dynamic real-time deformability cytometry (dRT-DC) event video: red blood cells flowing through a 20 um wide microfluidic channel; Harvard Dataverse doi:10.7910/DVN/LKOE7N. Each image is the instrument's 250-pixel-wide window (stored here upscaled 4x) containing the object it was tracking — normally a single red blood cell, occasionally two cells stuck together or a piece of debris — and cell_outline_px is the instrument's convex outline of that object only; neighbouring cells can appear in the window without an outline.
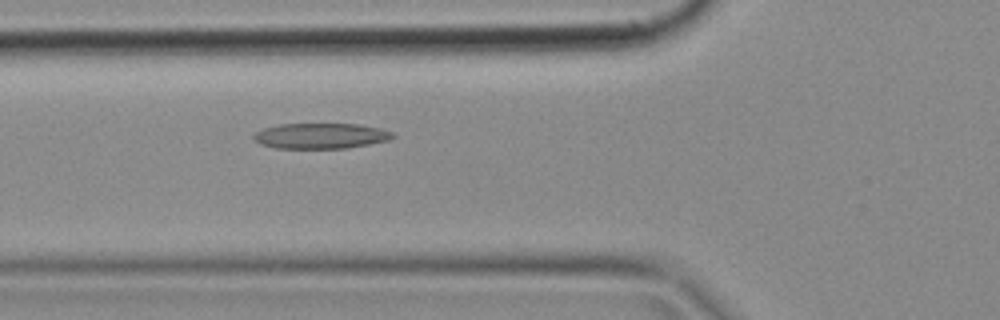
{"species": "common noctule bat (a hibernating species)", "species_latin": "Nyctalus noctula", "temperature_condition": "cold", "stored_images_in_passage": 50, "camera_frame_rate_fps": 3000, "um_per_image_px": 0.085, "animal": {"sex": "female", "body_mass_g": 18.4}, "frame": {"image": 1, "passage_image": 18, "time_ms": 5.667, "image_size_px": [1000, 320], "cell_outline_px": [[396, 136], [388, 140], [348, 148], [276, 148], [260, 144], [252, 140], [252, 136], [256, 132], [264, 128], [280, 124], [360, 124], [380, 128], [392, 132]], "centroid_in_image_um": [27.24, 11.55], "position_along_channel_um": 98.6, "area_um2": 20.69}}
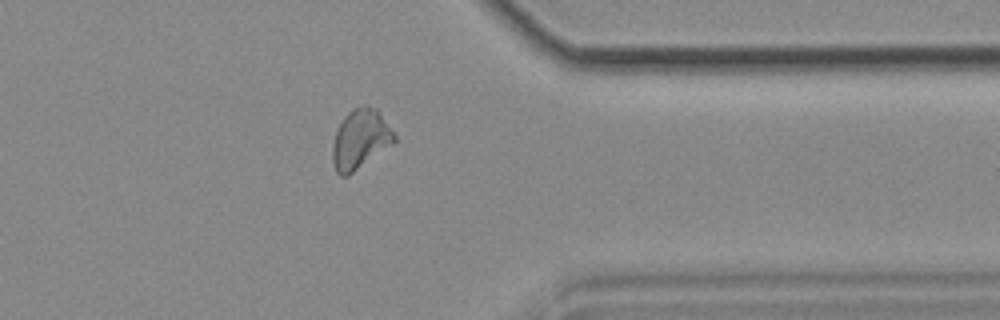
{"frame": {"image": 2, "passage_image": 40, "time_ms": 13.0, "image_size_px": [1000, 320], "cell_outline_px": [[396, 140], [348, 176], [340, 176], [336, 172], [332, 164], [332, 144], [336, 132], [344, 116], [352, 108], [364, 104], [368, 104], [376, 108], [396, 136]], "centroid_in_image_um": [30.58, 11.82], "position_along_channel_um": 380.8, "area_um2": 21.27}}
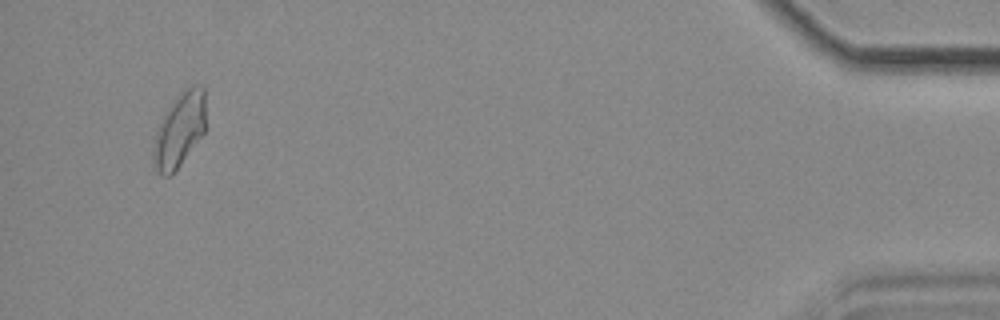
{"frame": {"image": 3, "passage_image": 48, "time_ms": 15.667, "image_size_px": [1000, 320], "cell_outline_px": [[204, 132], [172, 176], [164, 176], [152, 168], [152, 148], [156, 132], [164, 112], [192, 84], [204, 84]], "centroid_in_image_um": [15.21, 11.11], "position_along_channel_um": 420.0, "area_um2": 22.48}}